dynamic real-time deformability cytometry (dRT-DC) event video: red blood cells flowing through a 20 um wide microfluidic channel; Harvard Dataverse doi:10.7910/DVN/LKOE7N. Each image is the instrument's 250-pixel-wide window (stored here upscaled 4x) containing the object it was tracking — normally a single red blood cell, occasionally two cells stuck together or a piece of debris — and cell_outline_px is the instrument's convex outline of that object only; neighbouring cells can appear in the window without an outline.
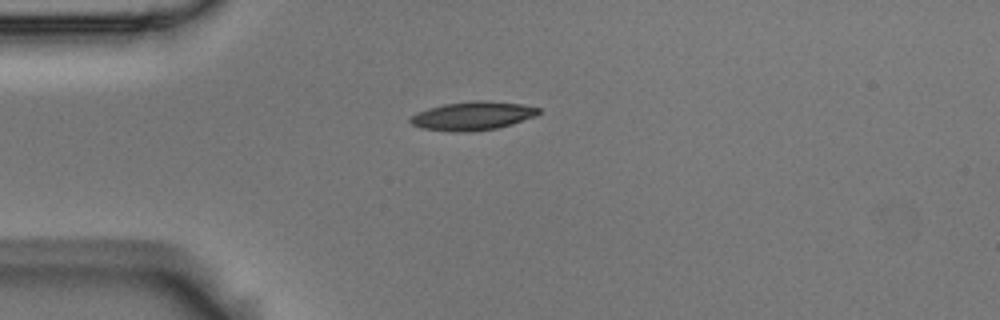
{"species": "Egyptian fruit bat (a non-hibernating species)", "species_latin": "Rousettus aegyptiacus", "temperature_condition": "room temperature", "stored_images_in_passage": 8, "camera_frame_rate_fps": 3000, "um_per_image_px": 0.085, "animal": {"sex": "male"}, "frame": {"image": 1, "passage_image": 1, "time_ms": 0.0, "image_size_px": [1000, 320], "cell_outline_px": [[540, 112], [532, 116], [512, 124], [496, 128], [472, 132], [452, 132], [424, 128], [412, 124], [408, 120], [412, 116], [428, 108], [444, 104], [472, 100], [484, 100], [520, 104], [540, 108]], "centroid_in_image_um": [40.15, 9.85], "position_along_channel_um": 44.8, "area_um2": 21.1}}
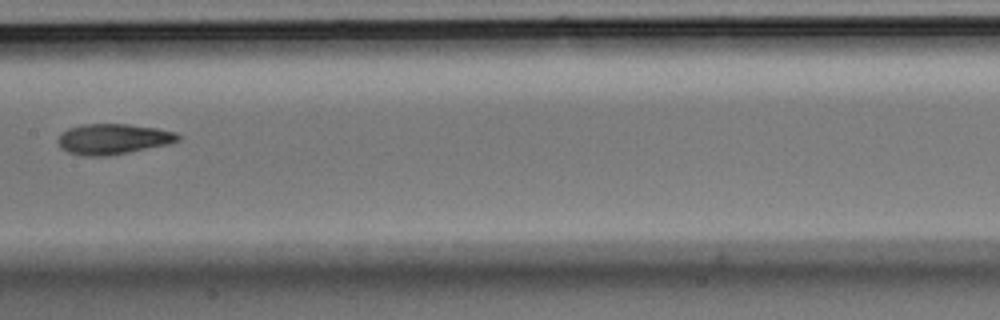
{"frame": {"image": 2, "passage_image": 5, "time_ms": 1.333, "image_size_px": [1000, 320], "cell_outline_px": [[180, 140], [168, 144], [108, 156], [84, 156], [68, 152], [60, 148], [56, 140], [68, 128], [84, 124], [128, 124], [156, 128], [176, 132], [180, 136]], "centroid_in_image_um": [9.6, 11.82], "position_along_channel_um": 197.8, "area_um2": 21.27}}
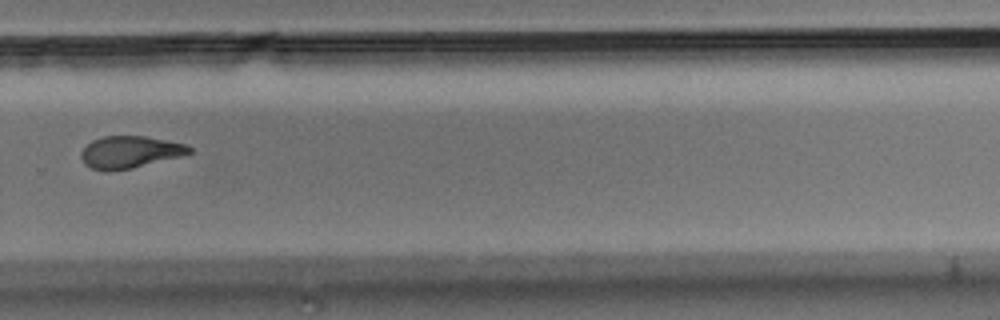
{"frame": {"image": 3, "passage_image": 8, "time_ms": 2.333, "image_size_px": [1000, 320], "cell_outline_px": [[192, 152], [180, 156], [132, 168], [92, 168], [84, 164], [80, 156], [80, 152], [92, 140], [104, 136], [144, 136], [188, 144], [192, 148]], "centroid_in_image_um": [11.07, 12.88], "position_along_channel_um": 318.7, "area_um2": 19.65}}